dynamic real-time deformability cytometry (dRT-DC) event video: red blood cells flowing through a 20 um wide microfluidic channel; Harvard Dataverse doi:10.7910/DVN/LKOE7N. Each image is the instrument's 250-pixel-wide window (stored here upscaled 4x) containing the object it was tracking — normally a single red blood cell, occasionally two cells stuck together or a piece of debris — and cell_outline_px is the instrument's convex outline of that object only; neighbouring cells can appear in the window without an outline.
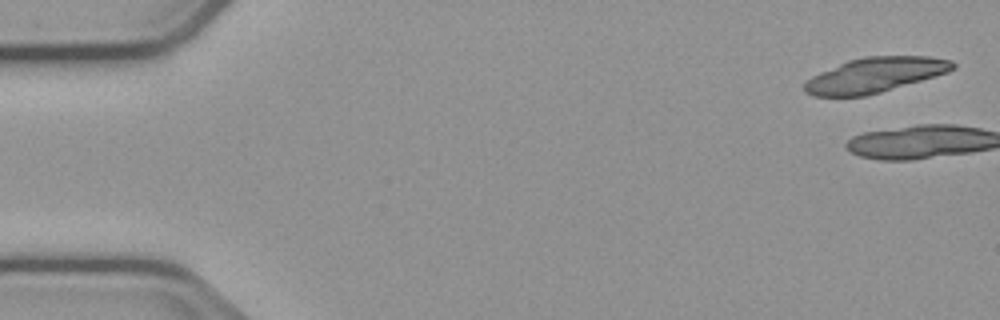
{"species": "common noctule bat (a hibernating species)", "species_latin": "Nyctalus noctula", "temperature_condition": "cold", "stored_images_in_passage": 3, "camera_frame_rate_fps": 3000, "um_per_image_px": 0.085, "animal": {"sex": "male", "body_mass_g": 23.1, "forearm_length_mm": 52.7}, "frame": {"image": 1, "passage_image": 2, "time_ms": 0.333, "image_size_px": [1000, 320], "cell_outline_px": [[956, 68], [948, 72], [868, 96], [812, 96], [804, 92], [804, 84], [812, 76], [820, 72], [848, 60], [864, 56], [928, 56], [952, 60], [956, 64]], "centroid_in_image_um": [74.38, 6.37], "position_along_channel_um": 10.6, "area_um2": 30.17}}